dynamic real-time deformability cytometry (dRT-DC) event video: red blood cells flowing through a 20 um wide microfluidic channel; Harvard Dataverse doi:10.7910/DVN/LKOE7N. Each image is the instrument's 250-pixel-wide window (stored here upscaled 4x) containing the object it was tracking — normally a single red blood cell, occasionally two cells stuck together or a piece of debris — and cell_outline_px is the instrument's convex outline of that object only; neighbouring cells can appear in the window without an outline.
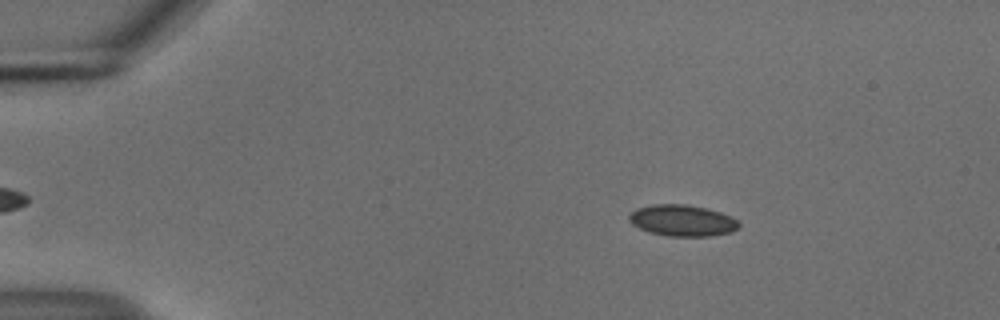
{"species": "common noctule bat (a hibernating species)", "species_latin": "Nyctalus noctula", "temperature_condition": "cold", "stored_images_in_passage": 52, "camera_frame_rate_fps": 3000, "um_per_image_px": 0.085, "animal": {"sex": "male", "body_mass_g": 18.8}, "frame": {"image": 1, "passage_image": 7, "time_ms": 2.0, "image_size_px": [1000, 320], "cell_outline_px": [[740, 224], [732, 232], [708, 236], [668, 236], [648, 232], [632, 224], [628, 220], [628, 212], [636, 208], [652, 204], [684, 204], [704, 208], [720, 212], [732, 216]], "centroid_in_image_um": [57.94, 18.74], "position_along_channel_um": 27.1, "area_um2": 20.11}}
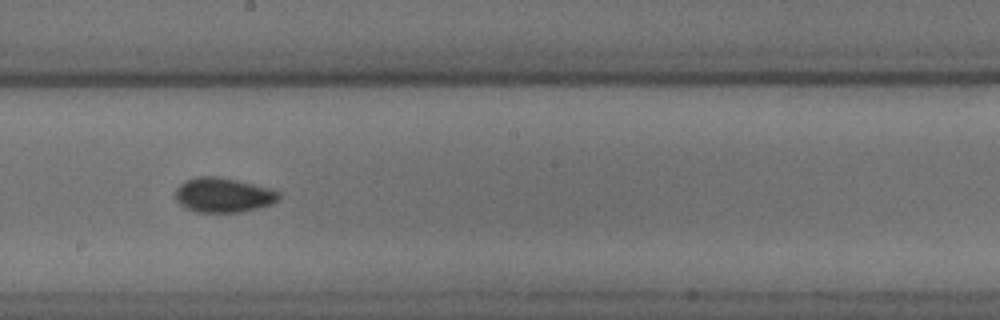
{"frame": {"image": 2, "passage_image": 29, "time_ms": 9.333, "image_size_px": [1000, 320], "cell_outline_px": [[280, 196], [272, 204], [240, 212], [196, 212], [180, 204], [176, 200], [176, 188], [184, 180], [200, 176], [220, 176], [268, 188], [280, 192]], "centroid_in_image_um": [18.95, 16.57], "position_along_channel_um": 229.3, "area_um2": 20.69}}
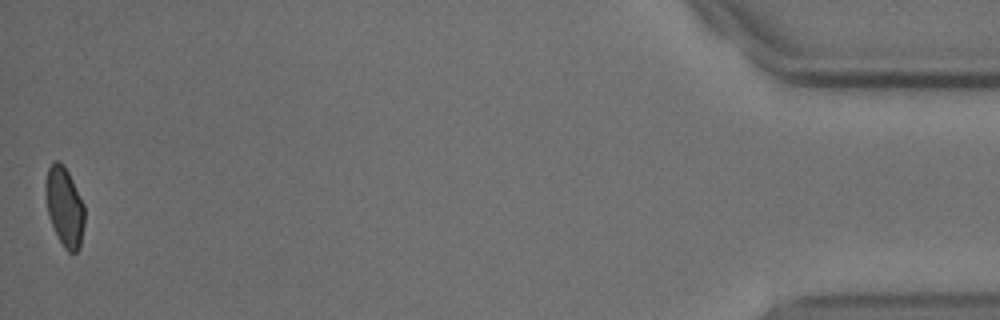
{"frame": {"image": 3, "passage_image": 52, "time_ms": 17.0, "image_size_px": [1000, 320], "cell_outline_px": [[84, 224], [80, 248], [76, 252], [68, 252], [64, 248], [52, 224], [48, 212], [44, 188], [44, 184], [48, 168], [56, 160], [60, 160], [64, 164], [84, 204]], "centroid_in_image_um": [5.48, 17.55], "position_along_channel_um": 429.7, "area_um2": 17.92}, "authors_computed_cell_mechanics": {"area_um2": 19.4786, "velocity_mm_per_s": 3.7422, "shape_relaxation_time_tau1_ms": 11.0039, "shape_relaxation_time_tau2_ms": 3.9274, "deformation_change_tau1": 0.1341, "deformation_change_tau2": 0.0634}}